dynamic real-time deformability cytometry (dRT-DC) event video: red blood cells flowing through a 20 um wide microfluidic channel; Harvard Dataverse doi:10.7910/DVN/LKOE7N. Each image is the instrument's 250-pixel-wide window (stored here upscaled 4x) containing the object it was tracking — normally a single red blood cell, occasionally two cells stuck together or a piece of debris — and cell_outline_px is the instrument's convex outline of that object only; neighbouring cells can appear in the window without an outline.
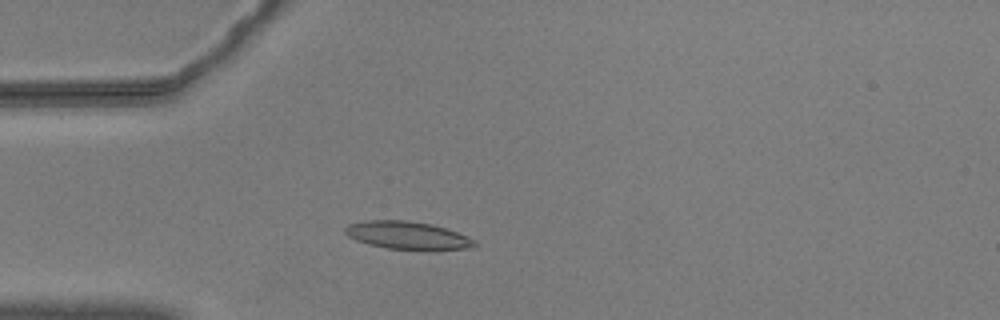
{"species": "common noctule bat (a hibernating species)", "species_latin": "Nyctalus noctula", "temperature_condition": "warm", "stored_images_in_passage": 54, "camera_frame_rate_fps": 3000, "um_per_image_px": 0.085, "animal": {"sex": "male", "body_mass_g": 20.5, "forearm_length_mm": 52.5}, "frame": {"image": 1, "passage_image": 13, "time_ms": 4.0, "image_size_px": [1000, 320], "cell_outline_px": [[480, 244], [472, 248], [436, 252], [424, 252], [388, 248], [368, 244], [356, 240], [348, 236], [344, 232], [344, 228], [348, 224], [368, 220], [408, 220], [432, 224], [456, 232], [476, 240]], "centroid_in_image_um": [34.72, 20.05], "position_along_channel_um": 50.3, "area_um2": 21.85}}
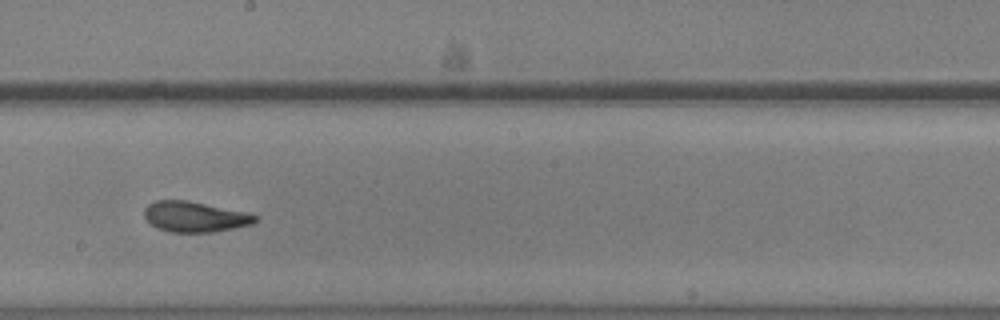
{"frame": {"image": 2, "passage_image": 29, "time_ms": 9.333, "image_size_px": [1000, 320], "cell_outline_px": [[256, 220], [252, 224], [212, 232], [168, 232], [156, 228], [144, 216], [144, 208], [148, 204], [156, 200], [184, 200], [244, 212], [256, 216]], "centroid_in_image_um": [16.48, 18.43], "position_along_channel_um": 231.7, "area_um2": 19.31}}
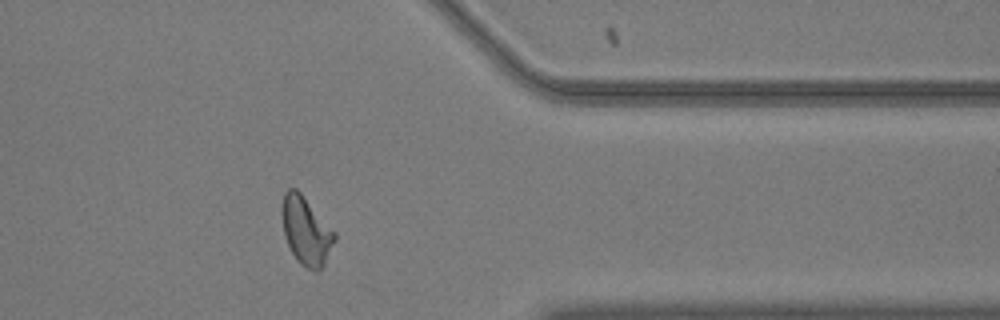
{"frame": {"image": 3, "passage_image": 43, "time_ms": 14.0, "image_size_px": [1000, 320], "cell_outline_px": [[336, 240], [324, 264], [316, 272], [300, 264], [296, 260], [284, 236], [280, 212], [284, 192], [288, 188], [296, 188], [300, 192], [336, 232]], "centroid_in_image_um": [26.0, 19.6], "position_along_channel_um": 385.4, "area_um2": 21.04}, "authors_computed_cell_mechanics": {"area_um2": 20.1433, "velocity_mm_per_s": 3.5845, "shape_relaxation_time_tau1_ms": 6.6018, "shape_relaxation_time_tau2_ms": 2.0272, "deformation_change_tau1": 0.1971, "deformation_change_tau2": 0.0933}}